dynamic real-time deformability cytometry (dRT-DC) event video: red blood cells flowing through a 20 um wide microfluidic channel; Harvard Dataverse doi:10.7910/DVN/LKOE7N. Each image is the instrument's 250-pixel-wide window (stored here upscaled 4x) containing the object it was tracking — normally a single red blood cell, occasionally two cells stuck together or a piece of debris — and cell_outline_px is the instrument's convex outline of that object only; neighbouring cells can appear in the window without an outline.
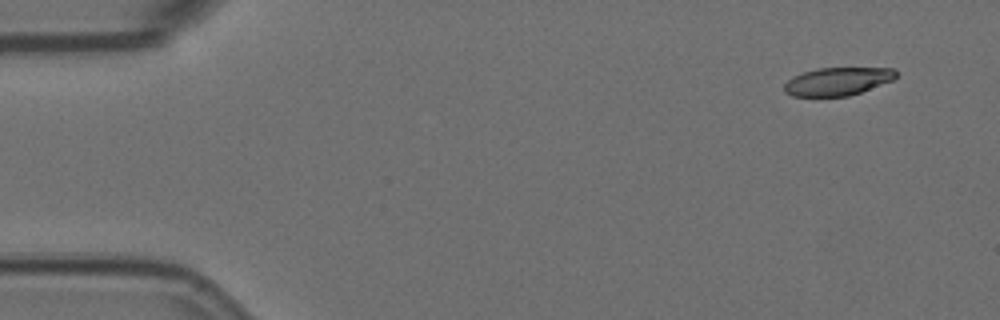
{"species": "Egyptian fruit bat (a non-hibernating species)", "species_latin": "Rousettus aegyptiacus", "temperature_condition": "room temperature", "stored_images_in_passage": 5, "camera_frame_rate_fps": 3000, "um_per_image_px": 0.085, "animal": {"sex": "female"}, "frame": {"image": 1, "passage_image": 1, "time_ms": 0.0, "image_size_px": [1000, 320], "cell_outline_px": [[896, 76], [892, 80], [860, 92], [848, 96], [792, 96], [784, 92], [784, 84], [792, 76], [816, 68], [892, 68], [896, 72]], "centroid_in_image_um": [71.14, 6.92], "position_along_channel_um": 13.9, "area_um2": 18.09}}
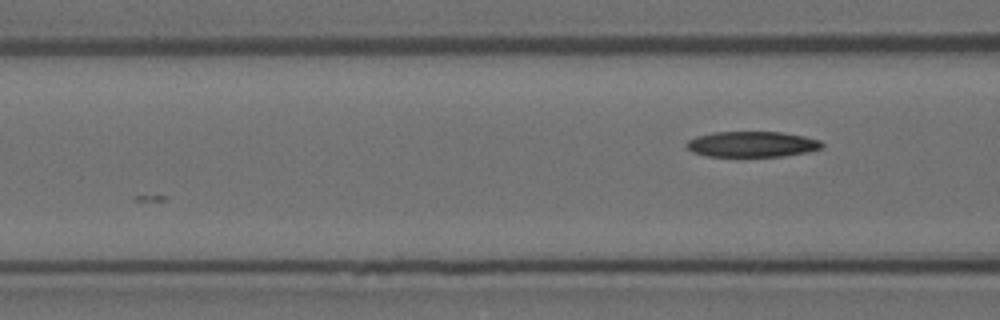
{"frame": {"image": 2, "passage_image": 5, "time_ms": 1.333, "image_size_px": [1000, 320], "cell_outline_px": [[824, 148], [808, 152], [784, 156], [708, 156], [692, 152], [684, 144], [688, 140], [696, 136], [712, 132], [780, 132], [804, 136], [820, 140], [824, 144]], "centroid_in_image_um": [63.93, 12.25], "position_along_channel_um": 102.7, "area_um2": 20.35}}